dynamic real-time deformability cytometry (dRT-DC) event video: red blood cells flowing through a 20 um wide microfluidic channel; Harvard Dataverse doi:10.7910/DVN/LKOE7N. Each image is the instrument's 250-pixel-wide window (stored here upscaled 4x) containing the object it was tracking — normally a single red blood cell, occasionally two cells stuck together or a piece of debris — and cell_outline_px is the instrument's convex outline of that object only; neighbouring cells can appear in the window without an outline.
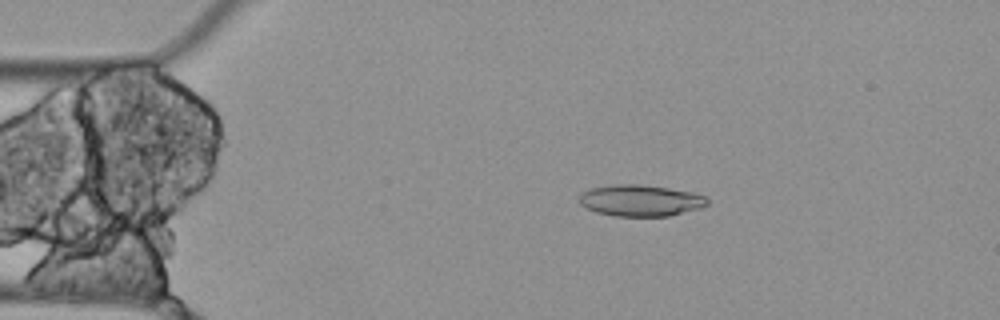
{"species": "Egyptian fruit bat (a non-hibernating species)", "species_latin": "Rousettus aegyptiacus", "temperature_condition": "cold", "stored_images_in_passage": 4, "camera_frame_rate_fps": 3000, "um_per_image_px": 0.085, "animal": {"sex": "female"}, "frame": {"image": 1, "passage_image": 3, "time_ms": 0.667, "image_size_px": [1000, 320], "cell_outline_px": [[708, 204], [700, 208], [668, 216], [616, 216], [596, 212], [580, 204], [576, 200], [580, 192], [592, 188], [612, 184], [640, 184], [668, 188], [692, 192], [704, 196], [708, 200]], "centroid_in_image_um": [54.39, 17.03], "position_along_channel_um": 30.6, "area_um2": 23.52}}